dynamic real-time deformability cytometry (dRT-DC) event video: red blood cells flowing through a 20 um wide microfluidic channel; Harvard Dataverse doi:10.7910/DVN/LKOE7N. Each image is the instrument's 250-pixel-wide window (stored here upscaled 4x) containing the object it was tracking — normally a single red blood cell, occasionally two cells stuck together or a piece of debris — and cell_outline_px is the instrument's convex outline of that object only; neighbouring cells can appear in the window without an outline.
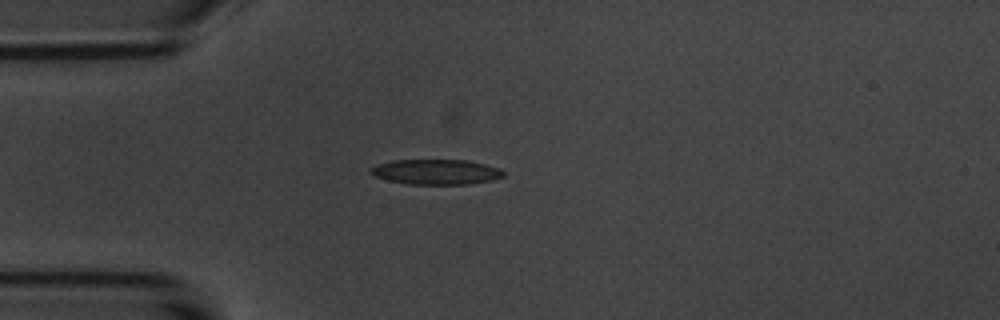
{"species": "common noctule bat (a hibernating species)", "species_latin": "Nyctalus noctula", "temperature_condition": "room temperature", "stored_images_in_passage": 6, "camera_frame_rate_fps": 3000, "um_per_image_px": 0.085, "animal": {"sex": "male", "body_mass_g": 20.1, "forearm_length_mm": 53.5}, "frame": {"image": 1, "passage_image": 2, "time_ms": 1.333, "image_size_px": [1000, 320], "cell_outline_px": [[504, 176], [492, 180], [468, 184], [408, 184], [388, 180], [376, 176], [372, 172], [372, 168], [376, 164], [392, 160], [464, 160], [484, 164], [500, 168], [504, 172]], "centroid_in_image_um": [37.09, 14.61], "position_along_channel_um": 47.9, "area_um2": 19.25}}
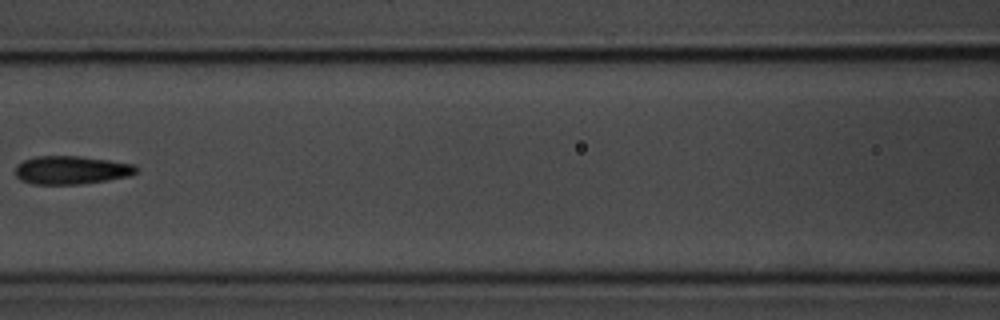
{"frame": {"image": 2, "passage_image": 5, "time_ms": 4.667, "image_size_px": [1000, 320], "cell_outline_px": [[136, 172], [128, 176], [108, 180], [80, 184], [32, 184], [20, 180], [16, 176], [16, 168], [24, 160], [36, 156], [80, 156], [108, 160], [132, 164], [136, 168]], "centroid_in_image_um": [6.03, 14.46], "position_along_channel_um": 160.6, "area_um2": 19.71}}
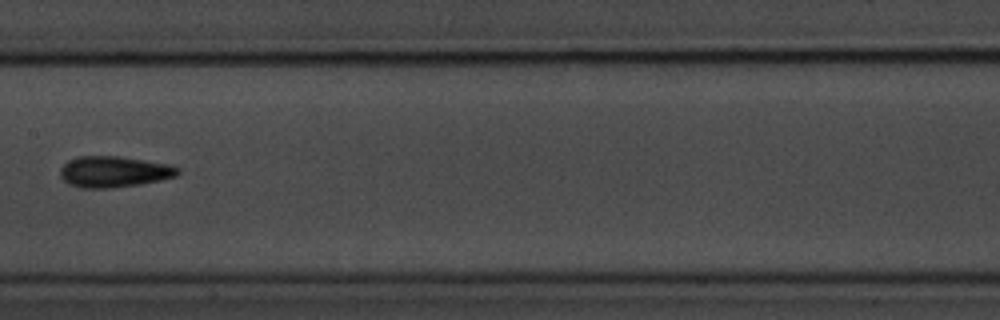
{"frame": {"image": 3, "passage_image": 6, "time_ms": 5.667, "image_size_px": [1000, 320], "cell_outline_px": [[180, 172], [176, 176], [160, 180], [140, 184], [108, 188], [80, 188], [68, 184], [60, 176], [60, 168], [68, 160], [76, 156], [120, 156], [172, 164], [180, 168]], "centroid_in_image_um": [9.69, 14.59], "position_along_channel_um": 197.7, "area_um2": 21.56}}